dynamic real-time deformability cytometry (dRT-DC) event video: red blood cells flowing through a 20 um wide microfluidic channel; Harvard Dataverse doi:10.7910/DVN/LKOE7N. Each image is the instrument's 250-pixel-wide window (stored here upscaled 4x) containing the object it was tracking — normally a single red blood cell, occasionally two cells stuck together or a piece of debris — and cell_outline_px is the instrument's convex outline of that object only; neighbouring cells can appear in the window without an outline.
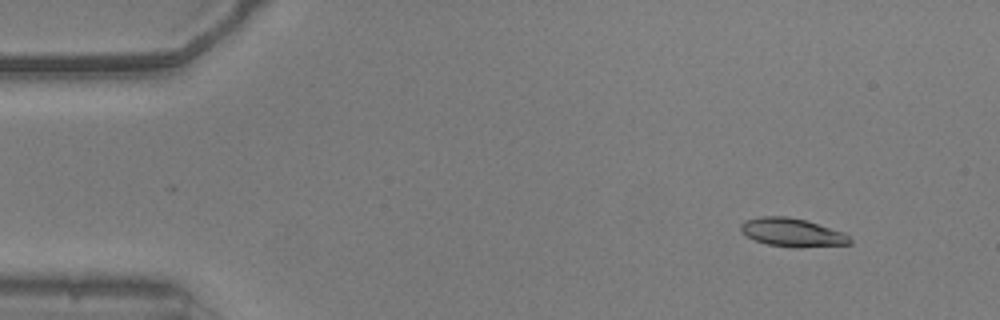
{"species": "common noctule bat (a hibernating species)", "species_latin": "Nyctalus noctula", "temperature_condition": "warm", "stored_images_in_passage": 53, "camera_frame_rate_fps": 3000, "um_per_image_px": 0.085, "animal": {"sex": "male", "body_mass_g": 20.5, "forearm_length_mm": 52.5}, "frame": {"image": 1, "passage_image": 6, "time_ms": 1.667, "image_size_px": [1000, 320], "cell_outline_px": [[852, 244], [800, 248], [792, 248], [768, 244], [756, 240], [740, 232], [740, 224], [744, 220], [760, 216], [788, 216], [808, 220], [844, 232], [852, 240]], "centroid_in_image_um": [67.36, 19.75], "position_along_channel_um": 17.6, "area_um2": 18.44}}
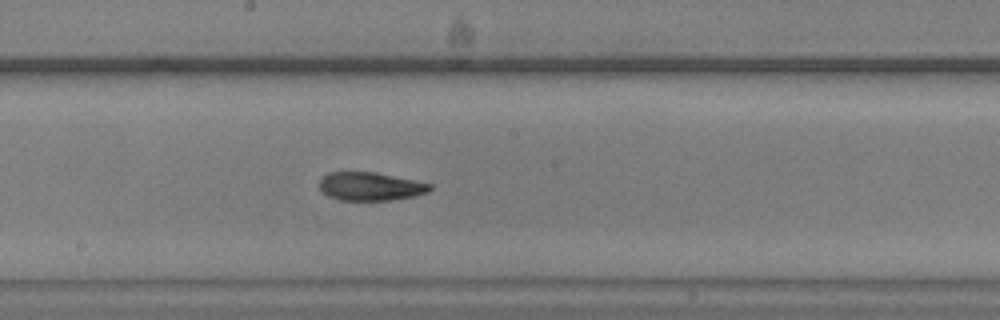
{"frame": {"image": 2, "passage_image": 29, "time_ms": 9.333, "image_size_px": [1000, 320], "cell_outline_px": [[432, 188], [428, 192], [416, 196], [392, 200], [340, 200], [328, 196], [320, 188], [320, 180], [328, 172], [376, 172], [432, 184]], "centroid_in_image_um": [31.51, 15.85], "position_along_channel_um": 216.7, "area_um2": 18.21}}
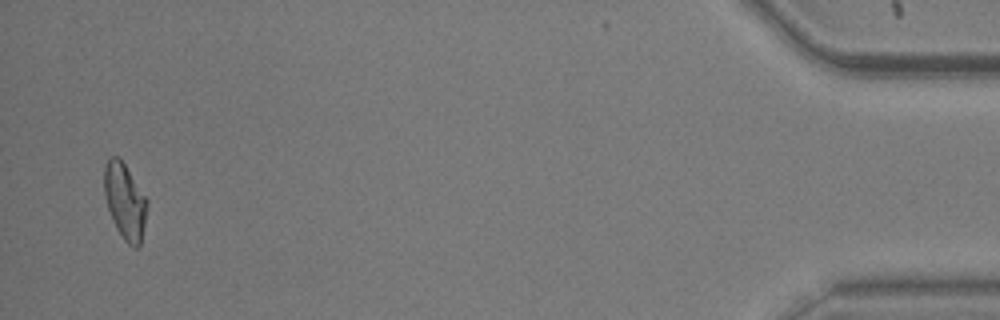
{"frame": {"image": 3, "passage_image": 52, "time_ms": 17.0, "image_size_px": [1000, 320], "cell_outline_px": [[148, 204], [140, 244], [136, 248], [132, 248], [124, 240], [116, 228], [112, 220], [104, 196], [104, 164], [112, 156], [116, 156], [124, 164], [148, 200]], "centroid_in_image_um": [10.61, 17.13], "position_along_channel_um": 424.6, "area_um2": 18.79}, "authors_computed_cell_mechanics": {"area_um2": 18.6116, "velocity_mm_per_s": 3.8392, "shape_relaxation_time_tau1_ms": 4.6064, "shape_relaxation_time_tau2_ms": 2.0596, "deformation_change_tau1": 0.1737, "deformation_change_tau2": 0.0838}}